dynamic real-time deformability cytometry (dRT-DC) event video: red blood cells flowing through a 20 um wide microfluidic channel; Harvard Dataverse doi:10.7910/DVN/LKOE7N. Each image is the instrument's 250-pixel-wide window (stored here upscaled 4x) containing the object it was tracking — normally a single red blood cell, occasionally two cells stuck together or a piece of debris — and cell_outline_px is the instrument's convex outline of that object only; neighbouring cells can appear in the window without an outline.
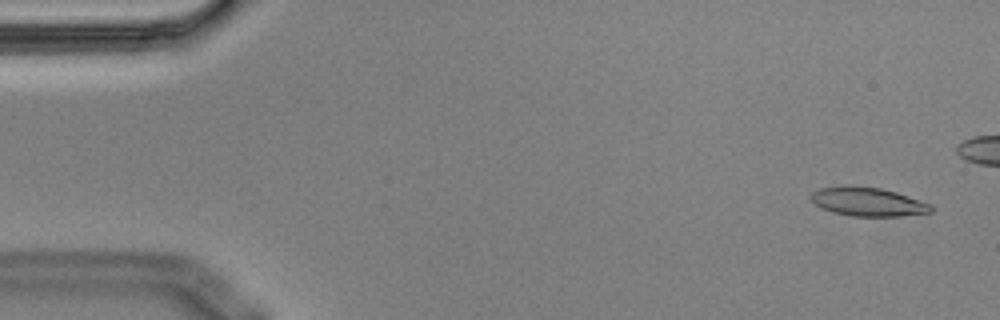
{"species": "Egyptian fruit bat (a non-hibernating species)", "species_latin": "Rousettus aegyptiacus", "temperature_condition": "cold", "stored_images_in_passage": 9, "camera_frame_rate_fps": 3000, "um_per_image_px": 0.085, "animal": {"sex": "male"}, "frame": {"image": 1, "passage_image": 1, "time_ms": 0.0, "image_size_px": [1000, 320], "cell_outline_px": [[932, 212], [900, 216], [852, 216], [832, 212], [816, 204], [808, 196], [812, 192], [820, 188], [848, 184], [880, 188], [896, 192], [932, 204]], "centroid_in_image_um": [73.75, 17.13], "position_along_channel_um": 11.2, "area_um2": 20.23}}
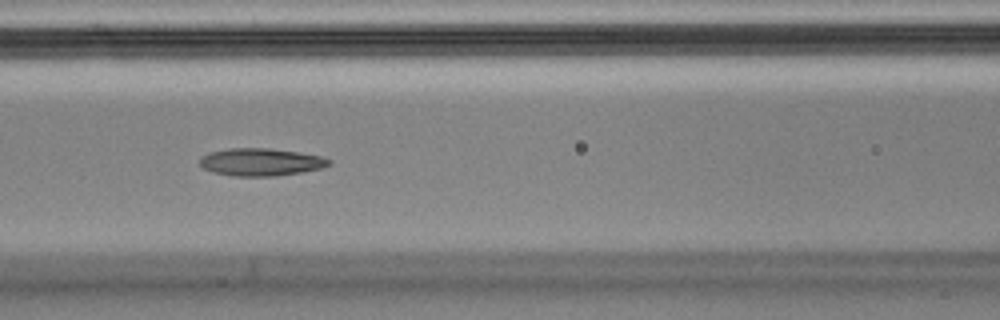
{"frame": {"image": 2, "passage_image": 7, "time_ms": 2.0, "image_size_px": [1000, 320], "cell_outline_px": [[332, 164], [320, 168], [300, 172], [276, 176], [232, 176], [212, 172], [204, 168], [200, 164], [200, 156], [208, 152], [228, 148], [268, 148], [296, 152], [320, 156], [332, 160]], "centroid_in_image_um": [22.13, 13.77], "position_along_channel_um": 144.5, "area_um2": 20.75}}
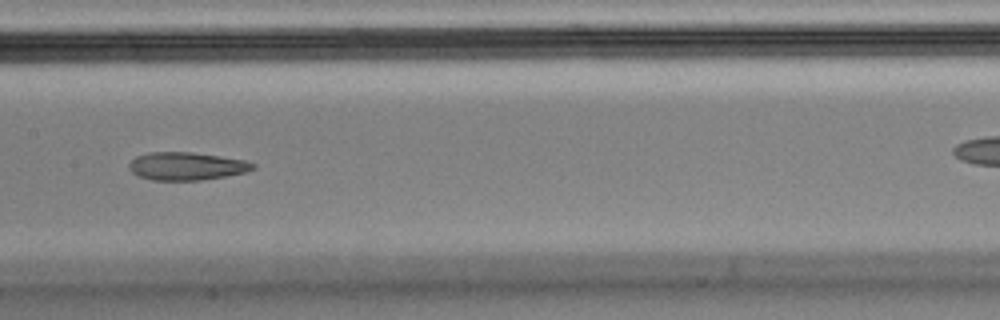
{"frame": {"image": 3, "passage_image": 8, "time_ms": 2.333, "image_size_px": [1000, 320], "cell_outline_px": [[256, 168], [244, 172], [224, 176], [200, 180], [152, 180], [140, 176], [132, 172], [128, 168], [128, 164], [136, 156], [148, 152], [192, 152], [244, 160], [256, 164]], "centroid_in_image_um": [15.83, 14.12], "position_along_channel_um": 191.6, "area_um2": 20.0}}